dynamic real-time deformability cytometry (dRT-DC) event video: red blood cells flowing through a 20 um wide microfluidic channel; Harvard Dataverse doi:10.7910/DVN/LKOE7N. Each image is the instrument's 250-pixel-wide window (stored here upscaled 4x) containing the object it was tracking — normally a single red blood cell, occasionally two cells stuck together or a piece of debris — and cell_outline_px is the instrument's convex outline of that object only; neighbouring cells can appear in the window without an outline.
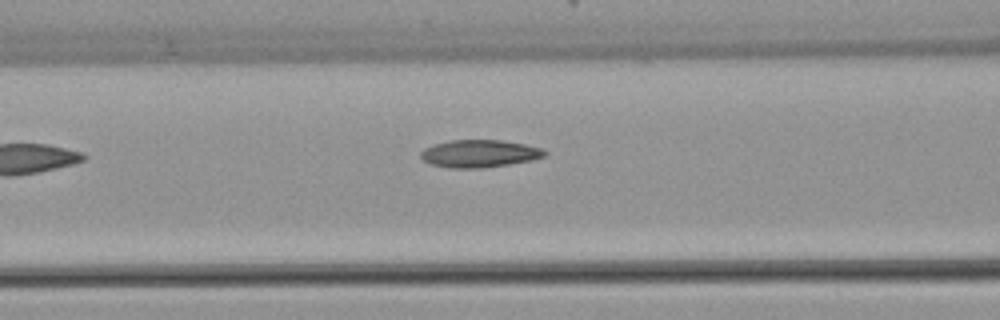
{"species": "common noctule bat (a hibernating species)", "species_latin": "Nyctalus noctula", "temperature_condition": "warm", "stored_images_in_passage": 6, "camera_frame_rate_fps": 3000, "um_per_image_px": 0.085, "animal": {"sex": "female", "body_mass_g": 22.7, "forearm_length_mm": 54.2}, "frame": {"image": 1, "passage_image": 6, "time_ms": 6.0, "image_size_px": [1000, 320], "cell_outline_px": [[548, 152], [544, 156], [532, 160], [484, 168], [448, 168], [428, 164], [420, 156], [420, 152], [424, 148], [432, 144], [448, 140], [500, 140], [524, 144], [544, 148]], "centroid_in_image_um": [40.72, 13.05], "position_along_channel_um": 125.9, "area_um2": 20.11}}